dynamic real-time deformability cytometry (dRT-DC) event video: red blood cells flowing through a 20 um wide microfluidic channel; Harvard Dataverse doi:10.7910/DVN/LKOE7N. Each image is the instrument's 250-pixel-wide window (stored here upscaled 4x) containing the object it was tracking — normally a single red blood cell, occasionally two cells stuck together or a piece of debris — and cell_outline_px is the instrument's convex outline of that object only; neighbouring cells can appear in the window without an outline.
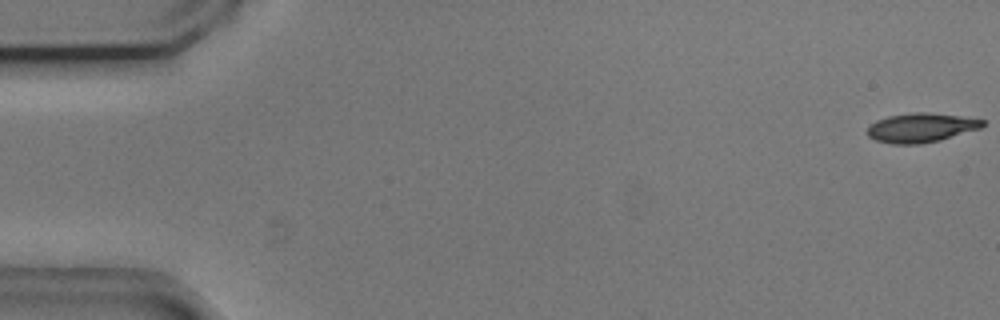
{"species": "common noctule bat (a hibernating species)", "species_latin": "Nyctalus noctula", "temperature_condition": "cold", "stored_images_in_passage": 55, "camera_frame_rate_fps": 3000, "um_per_image_px": 0.085, "animal": {"sex": "male", "body_mass_g": 20.5, "forearm_length_mm": 52.5}, "frame": {"image": 1, "passage_image": 1, "time_ms": 0.0, "image_size_px": [1000, 320], "cell_outline_px": [[984, 124], [932, 140], [884, 140], [872, 136], [872, 128], [876, 124], [884, 120], [900, 116], [948, 116], [984, 120]], "centroid_in_image_um": [78.37, 10.83], "position_along_channel_um": 6.6, "area_um2": 14.85}}
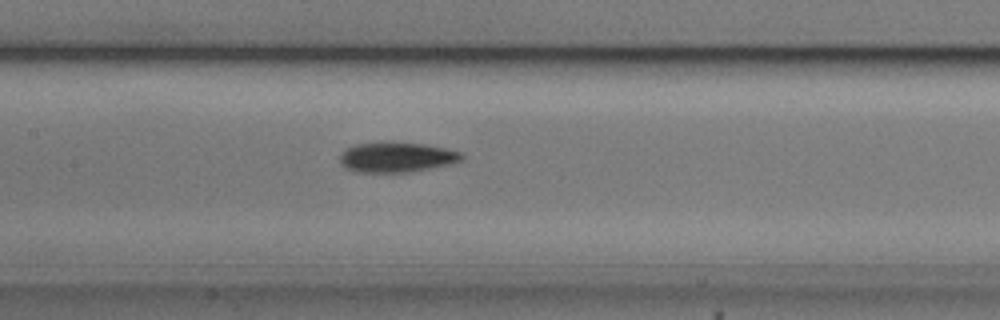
{"frame": {"image": 2, "passage_image": 26, "time_ms": 8.333, "image_size_px": [1000, 320], "cell_outline_px": [[456, 156], [444, 160], [424, 164], [396, 168], [384, 168], [352, 164], [348, 160], [348, 156], [352, 152], [364, 148], [424, 148], [448, 152]], "centroid_in_image_um": [33.72, 13.35], "position_along_channel_um": 173.7, "area_um2": 11.79}}
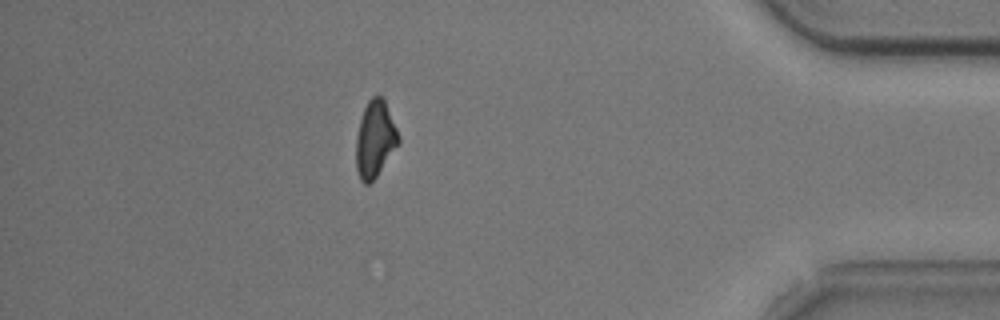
{"frame": {"image": 3, "passage_image": 48, "time_ms": 15.667, "image_size_px": [1000, 320], "cell_outline_px": [[396, 144], [376, 172], [368, 180], [364, 180], [360, 176], [360, 128], [364, 112], [368, 104], [376, 96], [384, 104], [396, 132]], "centroid_in_image_um": [31.91, 11.74], "position_along_channel_um": 403.3, "area_um2": 14.97}}